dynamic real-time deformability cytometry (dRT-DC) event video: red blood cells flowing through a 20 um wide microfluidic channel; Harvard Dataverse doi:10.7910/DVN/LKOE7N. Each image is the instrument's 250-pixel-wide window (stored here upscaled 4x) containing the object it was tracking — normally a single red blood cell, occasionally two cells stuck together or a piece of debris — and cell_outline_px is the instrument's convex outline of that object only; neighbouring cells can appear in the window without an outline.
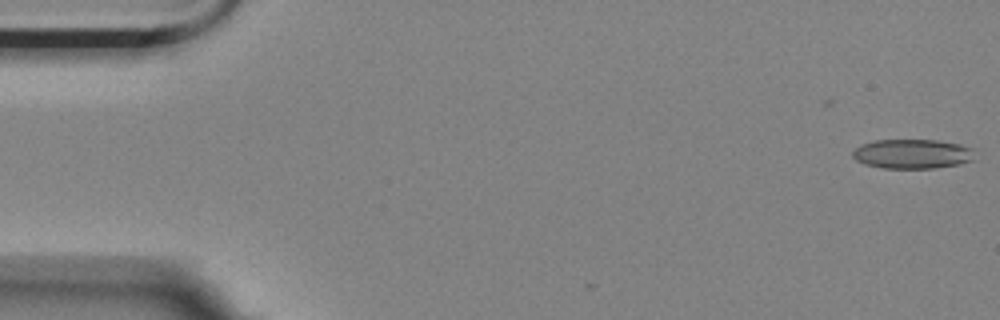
{"species": "Egyptian fruit bat (a non-hibernating species)", "species_latin": "Rousettus aegyptiacus", "temperature_condition": "room temperature", "stored_images_in_passage": 2, "camera_frame_rate_fps": 3000, "um_per_image_px": 0.085, "animal": {"sex": "female"}, "frame": {"image": 1, "passage_image": 2, "time_ms": 0.333, "image_size_px": [1000, 320], "cell_outline_px": [[972, 160], [960, 164], [932, 168], [884, 168], [864, 164], [856, 160], [852, 156], [852, 152], [860, 144], [872, 140], [936, 140], [960, 144], [972, 148]], "centroid_in_image_um": [77.5, 13.07], "position_along_channel_um": 7.5, "area_um2": 20.92}}